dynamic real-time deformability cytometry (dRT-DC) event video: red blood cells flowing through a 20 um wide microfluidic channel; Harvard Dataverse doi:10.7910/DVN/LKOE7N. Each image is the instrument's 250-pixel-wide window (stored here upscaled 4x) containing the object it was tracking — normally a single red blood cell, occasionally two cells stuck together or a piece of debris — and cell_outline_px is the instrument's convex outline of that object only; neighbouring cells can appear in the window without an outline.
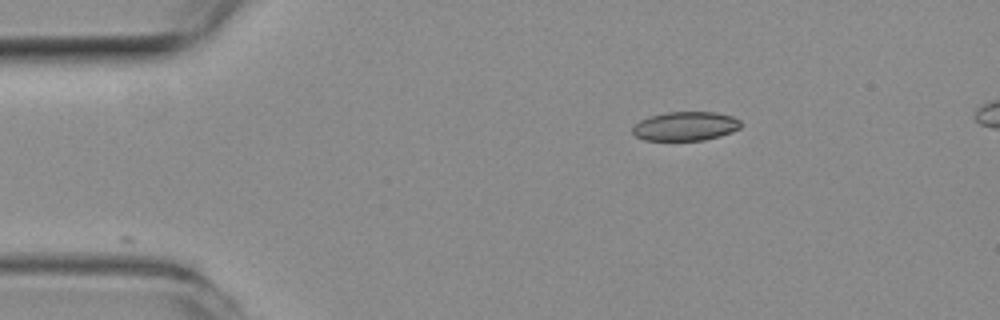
{"species": "common noctule bat (a hibernating species)", "species_latin": "Nyctalus noctula", "temperature_condition": "room temperature", "stored_images_in_passage": 16, "camera_frame_rate_fps": 3000, "um_per_image_px": 0.085, "animal": {"sex": "female", "body_mass_g": 19.3, "forearm_length_mm": 54.1}, "frame": {"image": 1, "passage_image": 1, "time_ms": 0.0, "image_size_px": [1000, 320], "cell_outline_px": [[740, 128], [732, 132], [720, 136], [704, 140], [644, 140], [636, 136], [632, 132], [632, 128], [640, 120], [664, 112], [716, 112], [732, 116], [740, 120]], "centroid_in_image_um": [58.27, 10.72], "position_along_channel_um": 26.7, "area_um2": 18.26}}
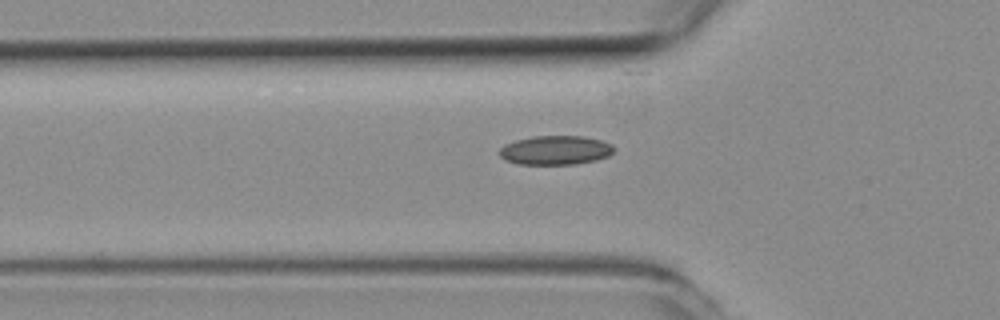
{"frame": {"image": 2, "passage_image": 10, "time_ms": 3.0, "image_size_px": [1000, 320], "cell_outline_px": [[616, 148], [608, 156], [596, 160], [576, 164], [516, 164], [504, 160], [500, 156], [500, 148], [504, 144], [516, 140], [532, 136], [584, 136], [600, 140], [612, 144]], "centroid_in_image_um": [47.21, 12.77], "position_along_channel_um": 78.6, "area_um2": 19.54}}
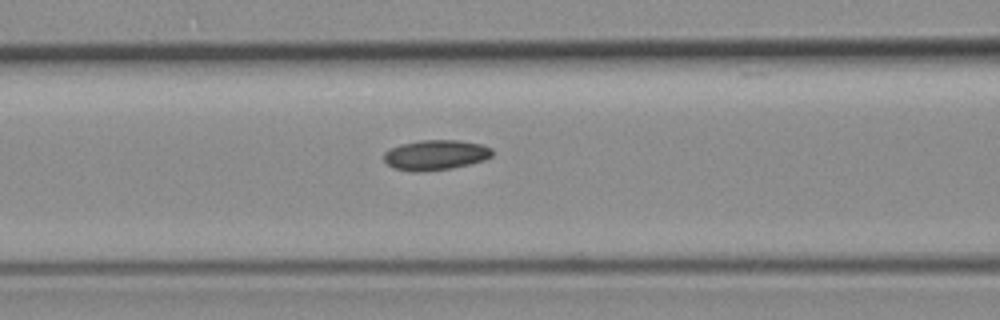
{"frame": {"image": 3, "passage_image": 14, "time_ms": 4.333, "image_size_px": [1000, 320], "cell_outline_px": [[492, 156], [484, 160], [452, 168], [420, 172], [412, 172], [392, 168], [384, 160], [384, 152], [400, 144], [420, 140], [460, 140], [480, 144], [492, 148]], "centroid_in_image_um": [37.01, 13.17], "position_along_channel_um": 129.6, "area_um2": 19.07}}